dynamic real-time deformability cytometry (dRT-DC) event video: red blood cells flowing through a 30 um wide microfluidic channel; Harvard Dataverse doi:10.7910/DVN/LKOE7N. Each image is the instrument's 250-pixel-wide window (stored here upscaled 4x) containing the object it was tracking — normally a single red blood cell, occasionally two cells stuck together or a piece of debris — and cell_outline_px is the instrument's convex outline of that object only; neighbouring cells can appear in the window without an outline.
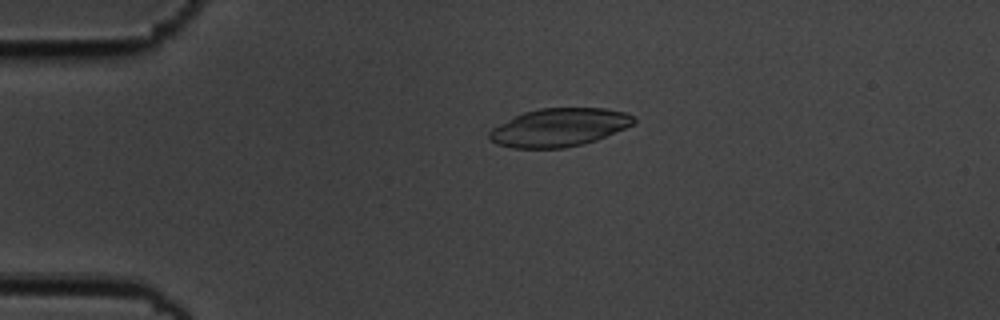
{"species": "common noctule bat (a hibernating species)", "species_latin": "Nyctalus noctula", "temperature_condition": "cold", "stored_images_in_passage": 4, "camera_frame_rate_fps": 3000, "um_per_image_px": 0.085, "animal": {"sex": "male", "body_mass_g": 19.5, "forearm_length_mm": 54.6}, "frame": {"image": 1, "passage_image": 2, "time_ms": 0.333, "image_size_px": [1000, 320], "cell_outline_px": [[636, 124], [596, 140], [564, 148], [512, 148], [496, 144], [488, 136], [488, 132], [492, 128], [524, 112], [540, 108], [604, 108], [624, 112], [636, 116]], "centroid_in_image_um": [47.56, 10.83], "position_along_channel_um": 37.4, "area_um2": 32.08}}